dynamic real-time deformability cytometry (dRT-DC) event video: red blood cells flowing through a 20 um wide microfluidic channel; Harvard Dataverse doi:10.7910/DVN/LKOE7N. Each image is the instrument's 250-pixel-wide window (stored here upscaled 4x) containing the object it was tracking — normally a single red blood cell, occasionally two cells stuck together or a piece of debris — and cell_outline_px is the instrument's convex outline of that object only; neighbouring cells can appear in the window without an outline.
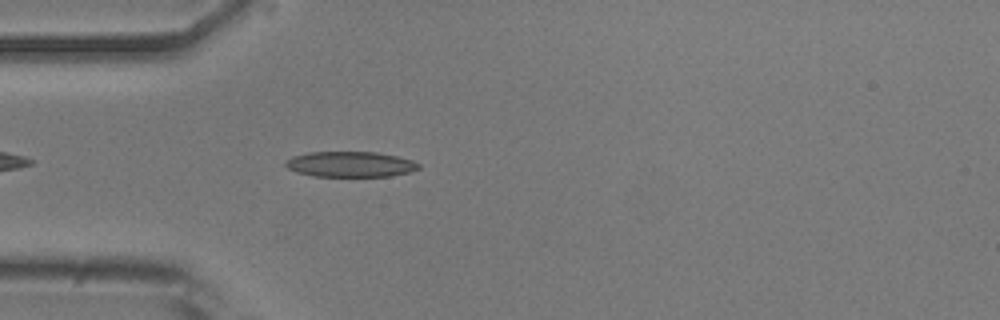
{"species": "common noctule bat (a hibernating species)", "species_latin": "Nyctalus noctula", "temperature_condition": "room temperature", "stored_images_in_passage": 41, "camera_frame_rate_fps": 3000, "um_per_image_px": 0.085, "animal": {"sex": "male", "body_mass_g": 20.5, "forearm_length_mm": 52.5}, "frame": {"image": 1, "passage_image": 4, "time_ms": 1.0, "image_size_px": [1000, 320], "cell_outline_px": [[420, 168], [412, 172], [392, 176], [312, 176], [296, 172], [288, 168], [284, 164], [284, 160], [292, 156], [308, 152], [376, 152], [396, 156], [412, 160], [420, 164]], "centroid_in_image_um": [29.77, 13.96], "position_along_channel_um": 55.2, "area_um2": 19.94}}
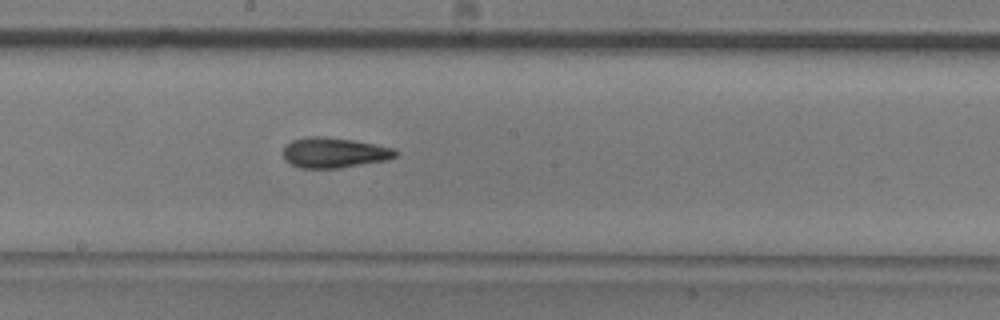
{"frame": {"image": 2, "passage_image": 17, "time_ms": 5.333, "image_size_px": [1000, 320], "cell_outline_px": [[400, 152], [396, 156], [388, 160], [340, 168], [300, 168], [284, 160], [284, 148], [292, 140], [308, 136], [324, 136], [352, 140], [396, 148]], "centroid_in_image_um": [28.44, 12.98], "position_along_channel_um": 219.8, "area_um2": 19.94}}
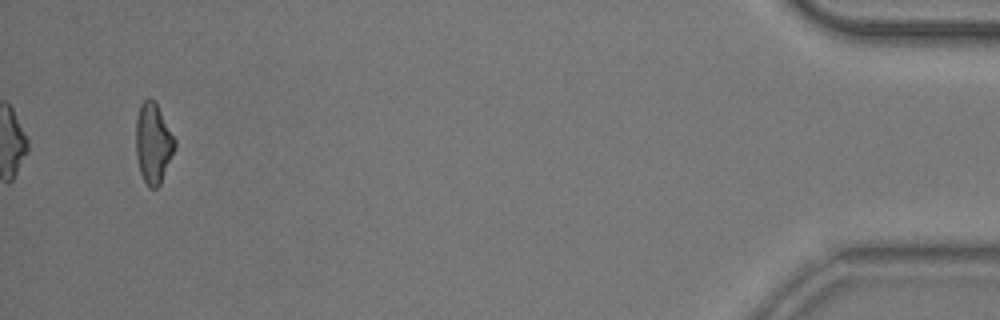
{"frame": {"image": 3, "passage_image": 39, "time_ms": 12.667, "image_size_px": [1000, 320], "cell_outline_px": [[176, 148], [160, 184], [156, 188], [152, 188], [144, 180], [140, 172], [136, 156], [136, 120], [140, 104], [148, 96], [156, 104], [176, 140]], "centroid_in_image_um": [13.02, 12.17], "position_along_channel_um": 422.2, "area_um2": 18.03}, "authors_computed_cell_mechanics": {"area_um2": 18.9006, "velocity_mm_per_s": 3.8782, "shape_relaxation_time_tau1_ms": 6.3491, "shape_relaxation_time_tau2_ms": 2.8807, "deformation_change_tau1": 0.1899, "deformation_change_tau2": 0.1144}}